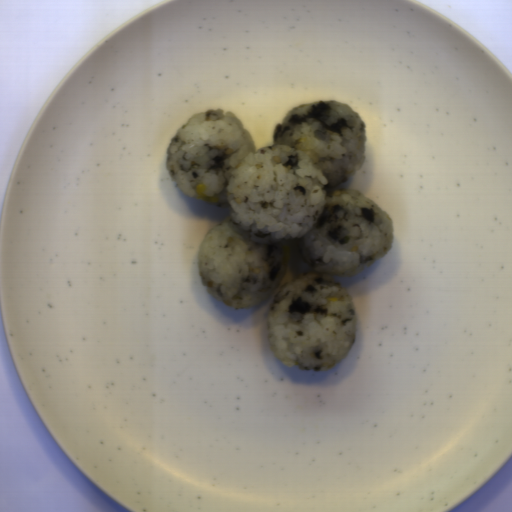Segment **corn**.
<instances>
[{"instance_id": "obj_1", "label": "corn", "mask_w": 512, "mask_h": 512, "mask_svg": "<svg viewBox=\"0 0 512 512\" xmlns=\"http://www.w3.org/2000/svg\"><path fill=\"white\" fill-rule=\"evenodd\" d=\"M206 189V185L202 184V183H198L197 186H196V192H197V197L202 201V202H217L219 201V198L215 195V196H207L206 193L204 192Z\"/></svg>"}, {"instance_id": "obj_2", "label": "corn", "mask_w": 512, "mask_h": 512, "mask_svg": "<svg viewBox=\"0 0 512 512\" xmlns=\"http://www.w3.org/2000/svg\"><path fill=\"white\" fill-rule=\"evenodd\" d=\"M282 253H283V264H287L288 263V260H289V253H290V249L288 248V246H282Z\"/></svg>"}, {"instance_id": "obj_3", "label": "corn", "mask_w": 512, "mask_h": 512, "mask_svg": "<svg viewBox=\"0 0 512 512\" xmlns=\"http://www.w3.org/2000/svg\"><path fill=\"white\" fill-rule=\"evenodd\" d=\"M327 302H337L339 301L338 297H327Z\"/></svg>"}]
</instances>
